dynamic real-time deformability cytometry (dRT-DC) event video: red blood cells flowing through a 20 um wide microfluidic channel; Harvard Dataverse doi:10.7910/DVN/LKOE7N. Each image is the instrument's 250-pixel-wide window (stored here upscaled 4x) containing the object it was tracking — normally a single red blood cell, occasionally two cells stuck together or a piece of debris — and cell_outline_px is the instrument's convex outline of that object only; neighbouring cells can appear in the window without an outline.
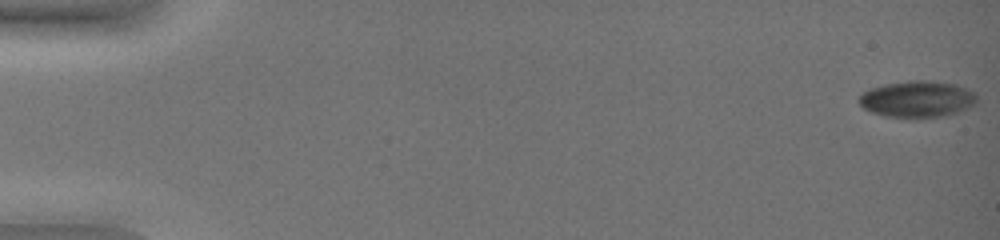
{"species": "common noctule bat (a hibernating species)", "species_latin": "Nyctalus noctula", "temperature_condition": "warm", "stored_images_in_passage": 11, "camera_frame_rate_fps": 3000, "um_per_image_px": 0.085, "animal": {"sex": "female", "body_mass_g": 19.0, "forearm_length_mm": 51.5}, "frame": {"image": 1, "passage_image": 1, "time_ms": 0.0, "image_size_px": [1000, 240], "cell_outline_px": [[976, 104], [968, 108], [956, 112], [940, 116], [884, 116], [872, 112], [864, 108], [860, 104], [860, 92], [884, 84], [908, 80], [924, 80], [956, 84], [976, 92]], "centroid_in_image_um": [77.98, 8.39], "position_along_channel_um": 7.0, "area_um2": 24.68}}
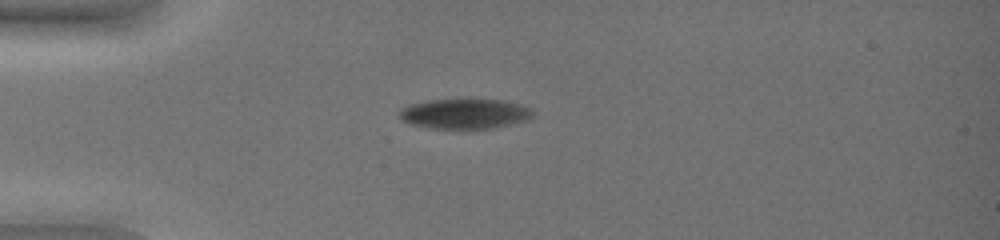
{"frame": {"image": 2, "passage_image": 10, "time_ms": 3.0, "image_size_px": [1000, 240], "cell_outline_px": [[532, 116], [528, 120], [496, 128], [428, 128], [408, 124], [400, 116], [400, 108], [408, 104], [428, 100], [472, 96], [504, 100], [520, 104], [532, 108]], "centroid_in_image_um": [39.52, 9.61], "position_along_channel_um": 45.5, "area_um2": 24.45}}